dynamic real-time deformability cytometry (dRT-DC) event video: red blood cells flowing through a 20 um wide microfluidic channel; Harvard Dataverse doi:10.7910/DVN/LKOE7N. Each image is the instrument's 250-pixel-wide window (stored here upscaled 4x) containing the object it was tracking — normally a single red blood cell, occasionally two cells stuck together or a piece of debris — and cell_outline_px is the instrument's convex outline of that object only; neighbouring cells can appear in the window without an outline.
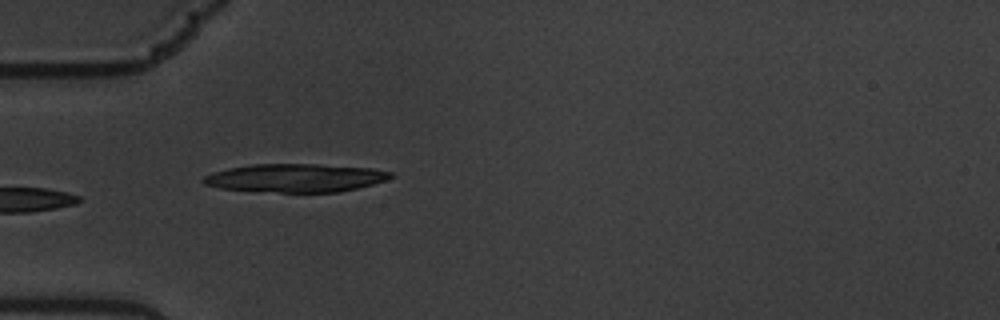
{"species": "common noctule bat (a hibernating species)", "species_latin": "Nyctalus noctula", "temperature_condition": "warm", "stored_images_in_passage": 39, "camera_frame_rate_fps": 3000, "um_per_image_px": 0.085, "animal": {"sex": "male", "body_mass_g": 19.5, "forearm_length_mm": 54.6}, "frame": {"image": 1, "passage_image": 1, "time_ms": 0.0, "image_size_px": [1000, 320], "cell_outline_px": [[396, 176], [372, 184], [340, 192], [280, 192], [220, 188], [204, 184], [200, 180], [204, 176], [212, 172], [228, 168], [252, 164], [316, 164], [372, 168], [392, 172]], "centroid_in_image_um": [25.11, 15.11], "position_along_channel_um": 59.9, "area_um2": 30.81}, "authors_computed_cell_mechanics": {"area_um2": 18.8428, "velocity_mm_per_s": 3.3737, "shape_relaxation_time_tau1_ms": 3.0574, "shape_relaxation_time_tau2_ms": 1.8267, "deformation_change_tau1": 0.1345, "deformation_change_tau2": 0.075}}